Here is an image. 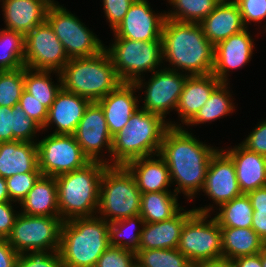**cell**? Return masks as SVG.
<instances>
[{"mask_svg": "<svg viewBox=\"0 0 266 267\" xmlns=\"http://www.w3.org/2000/svg\"><path fill=\"white\" fill-rule=\"evenodd\" d=\"M192 130L169 127L159 151L169 168L172 186L176 185L172 190L177 195L182 193L190 204L201 195L210 159L220 148L200 141Z\"/></svg>", "mask_w": 266, "mask_h": 267, "instance_id": "obj_1", "label": "cell"}, {"mask_svg": "<svg viewBox=\"0 0 266 267\" xmlns=\"http://www.w3.org/2000/svg\"><path fill=\"white\" fill-rule=\"evenodd\" d=\"M161 38L164 68L189 76L212 73L214 45L199 23L166 18Z\"/></svg>", "mask_w": 266, "mask_h": 267, "instance_id": "obj_2", "label": "cell"}, {"mask_svg": "<svg viewBox=\"0 0 266 267\" xmlns=\"http://www.w3.org/2000/svg\"><path fill=\"white\" fill-rule=\"evenodd\" d=\"M109 246V223L101 217L63 221L58 250L63 267H96Z\"/></svg>", "mask_w": 266, "mask_h": 267, "instance_id": "obj_3", "label": "cell"}, {"mask_svg": "<svg viewBox=\"0 0 266 267\" xmlns=\"http://www.w3.org/2000/svg\"><path fill=\"white\" fill-rule=\"evenodd\" d=\"M108 165L90 161L83 168L56 176L60 218L63 221L97 214L100 183Z\"/></svg>", "mask_w": 266, "mask_h": 267, "instance_id": "obj_4", "label": "cell"}, {"mask_svg": "<svg viewBox=\"0 0 266 267\" xmlns=\"http://www.w3.org/2000/svg\"><path fill=\"white\" fill-rule=\"evenodd\" d=\"M169 123L161 116L139 108L124 128L113 136L111 165H125L129 161L159 154Z\"/></svg>", "mask_w": 266, "mask_h": 267, "instance_id": "obj_5", "label": "cell"}, {"mask_svg": "<svg viewBox=\"0 0 266 267\" xmlns=\"http://www.w3.org/2000/svg\"><path fill=\"white\" fill-rule=\"evenodd\" d=\"M59 73L63 89L91 102H98L122 83L105 50L92 57L69 59Z\"/></svg>", "mask_w": 266, "mask_h": 267, "instance_id": "obj_6", "label": "cell"}, {"mask_svg": "<svg viewBox=\"0 0 266 267\" xmlns=\"http://www.w3.org/2000/svg\"><path fill=\"white\" fill-rule=\"evenodd\" d=\"M141 192L124 165H108L100 183L97 216L108 223L140 214Z\"/></svg>", "mask_w": 266, "mask_h": 267, "instance_id": "obj_7", "label": "cell"}, {"mask_svg": "<svg viewBox=\"0 0 266 267\" xmlns=\"http://www.w3.org/2000/svg\"><path fill=\"white\" fill-rule=\"evenodd\" d=\"M114 69L122 82L134 83L137 79L163 68L162 38L156 41L111 38L104 45Z\"/></svg>", "mask_w": 266, "mask_h": 267, "instance_id": "obj_8", "label": "cell"}, {"mask_svg": "<svg viewBox=\"0 0 266 267\" xmlns=\"http://www.w3.org/2000/svg\"><path fill=\"white\" fill-rule=\"evenodd\" d=\"M46 21L61 41L69 59L86 58L104 50L99 35L89 29L76 14L66 9L64 4L53 2L48 9Z\"/></svg>", "mask_w": 266, "mask_h": 267, "instance_id": "obj_9", "label": "cell"}, {"mask_svg": "<svg viewBox=\"0 0 266 267\" xmlns=\"http://www.w3.org/2000/svg\"><path fill=\"white\" fill-rule=\"evenodd\" d=\"M188 76L185 73L163 67L152 72L148 81L145 76L137 79L134 84L142 94L139 96L140 103L142 101L140 108L161 116L169 123L171 120L166 117L171 115L173 110L176 111Z\"/></svg>", "mask_w": 266, "mask_h": 267, "instance_id": "obj_10", "label": "cell"}, {"mask_svg": "<svg viewBox=\"0 0 266 267\" xmlns=\"http://www.w3.org/2000/svg\"><path fill=\"white\" fill-rule=\"evenodd\" d=\"M211 216L194 212L182 228L177 249L192 264L223 257L221 227Z\"/></svg>", "mask_w": 266, "mask_h": 267, "instance_id": "obj_11", "label": "cell"}, {"mask_svg": "<svg viewBox=\"0 0 266 267\" xmlns=\"http://www.w3.org/2000/svg\"><path fill=\"white\" fill-rule=\"evenodd\" d=\"M62 224L60 217L19 213L6 239L18 254L29 251H58Z\"/></svg>", "mask_w": 266, "mask_h": 267, "instance_id": "obj_12", "label": "cell"}, {"mask_svg": "<svg viewBox=\"0 0 266 267\" xmlns=\"http://www.w3.org/2000/svg\"><path fill=\"white\" fill-rule=\"evenodd\" d=\"M38 166L44 176L56 177L83 168L90 159L74 135L48 134L37 140Z\"/></svg>", "mask_w": 266, "mask_h": 267, "instance_id": "obj_13", "label": "cell"}, {"mask_svg": "<svg viewBox=\"0 0 266 267\" xmlns=\"http://www.w3.org/2000/svg\"><path fill=\"white\" fill-rule=\"evenodd\" d=\"M201 194L212 200L213 204L192 208L195 212L209 214L213 213L221 204L243 194L239 188L234 163L221 147L210 159Z\"/></svg>", "mask_w": 266, "mask_h": 267, "instance_id": "obj_14", "label": "cell"}, {"mask_svg": "<svg viewBox=\"0 0 266 267\" xmlns=\"http://www.w3.org/2000/svg\"><path fill=\"white\" fill-rule=\"evenodd\" d=\"M69 61L63 45L47 21L25 35V67L60 72Z\"/></svg>", "mask_w": 266, "mask_h": 267, "instance_id": "obj_15", "label": "cell"}, {"mask_svg": "<svg viewBox=\"0 0 266 267\" xmlns=\"http://www.w3.org/2000/svg\"><path fill=\"white\" fill-rule=\"evenodd\" d=\"M73 135L90 161L111 165L113 137L109 132L102 107L97 102L88 105Z\"/></svg>", "mask_w": 266, "mask_h": 267, "instance_id": "obj_16", "label": "cell"}, {"mask_svg": "<svg viewBox=\"0 0 266 267\" xmlns=\"http://www.w3.org/2000/svg\"><path fill=\"white\" fill-rule=\"evenodd\" d=\"M148 0H135L120 24L112 31L113 38L140 41L161 39L166 10L156 12Z\"/></svg>", "mask_w": 266, "mask_h": 267, "instance_id": "obj_17", "label": "cell"}, {"mask_svg": "<svg viewBox=\"0 0 266 267\" xmlns=\"http://www.w3.org/2000/svg\"><path fill=\"white\" fill-rule=\"evenodd\" d=\"M249 29L251 28L231 35L214 46L212 74L221 83H230V72H233V69H242L254 56L256 37L253 38L254 33L251 34L252 31L249 32Z\"/></svg>", "mask_w": 266, "mask_h": 267, "instance_id": "obj_18", "label": "cell"}, {"mask_svg": "<svg viewBox=\"0 0 266 267\" xmlns=\"http://www.w3.org/2000/svg\"><path fill=\"white\" fill-rule=\"evenodd\" d=\"M90 103V100L61 87L48 110V118L41 135L52 129V134L73 135Z\"/></svg>", "mask_w": 266, "mask_h": 267, "instance_id": "obj_19", "label": "cell"}, {"mask_svg": "<svg viewBox=\"0 0 266 267\" xmlns=\"http://www.w3.org/2000/svg\"><path fill=\"white\" fill-rule=\"evenodd\" d=\"M137 93L140 92L134 83L122 82L97 102L102 107L112 137L124 128L140 108V94Z\"/></svg>", "mask_w": 266, "mask_h": 267, "instance_id": "obj_20", "label": "cell"}, {"mask_svg": "<svg viewBox=\"0 0 266 267\" xmlns=\"http://www.w3.org/2000/svg\"><path fill=\"white\" fill-rule=\"evenodd\" d=\"M220 84L221 82L212 73L188 76L175 111L179 119L177 122L170 121L169 127H184L205 105Z\"/></svg>", "mask_w": 266, "mask_h": 267, "instance_id": "obj_21", "label": "cell"}, {"mask_svg": "<svg viewBox=\"0 0 266 267\" xmlns=\"http://www.w3.org/2000/svg\"><path fill=\"white\" fill-rule=\"evenodd\" d=\"M4 29L24 35L46 21L50 0H0Z\"/></svg>", "mask_w": 266, "mask_h": 267, "instance_id": "obj_22", "label": "cell"}, {"mask_svg": "<svg viewBox=\"0 0 266 267\" xmlns=\"http://www.w3.org/2000/svg\"><path fill=\"white\" fill-rule=\"evenodd\" d=\"M221 149L234 163L239 188L243 194L266 186V156L251 152L240 143Z\"/></svg>", "mask_w": 266, "mask_h": 267, "instance_id": "obj_23", "label": "cell"}, {"mask_svg": "<svg viewBox=\"0 0 266 267\" xmlns=\"http://www.w3.org/2000/svg\"><path fill=\"white\" fill-rule=\"evenodd\" d=\"M184 208L170 219L144 223L137 250L177 248L184 223L195 212Z\"/></svg>", "mask_w": 266, "mask_h": 267, "instance_id": "obj_24", "label": "cell"}, {"mask_svg": "<svg viewBox=\"0 0 266 267\" xmlns=\"http://www.w3.org/2000/svg\"><path fill=\"white\" fill-rule=\"evenodd\" d=\"M124 166L141 193L171 191L169 168L159 154L133 159Z\"/></svg>", "mask_w": 266, "mask_h": 267, "instance_id": "obj_25", "label": "cell"}, {"mask_svg": "<svg viewBox=\"0 0 266 267\" xmlns=\"http://www.w3.org/2000/svg\"><path fill=\"white\" fill-rule=\"evenodd\" d=\"M199 24L206 38L214 46L231 35L246 29L239 7L233 0H221Z\"/></svg>", "mask_w": 266, "mask_h": 267, "instance_id": "obj_26", "label": "cell"}, {"mask_svg": "<svg viewBox=\"0 0 266 267\" xmlns=\"http://www.w3.org/2000/svg\"><path fill=\"white\" fill-rule=\"evenodd\" d=\"M28 172H41L36 143L0 142V176L6 179Z\"/></svg>", "mask_w": 266, "mask_h": 267, "instance_id": "obj_27", "label": "cell"}, {"mask_svg": "<svg viewBox=\"0 0 266 267\" xmlns=\"http://www.w3.org/2000/svg\"><path fill=\"white\" fill-rule=\"evenodd\" d=\"M19 206L24 215L60 217L56 178L41 175Z\"/></svg>", "mask_w": 266, "mask_h": 267, "instance_id": "obj_28", "label": "cell"}, {"mask_svg": "<svg viewBox=\"0 0 266 267\" xmlns=\"http://www.w3.org/2000/svg\"><path fill=\"white\" fill-rule=\"evenodd\" d=\"M41 131L42 127L29 118L19 106H0V142L36 143Z\"/></svg>", "mask_w": 266, "mask_h": 267, "instance_id": "obj_29", "label": "cell"}, {"mask_svg": "<svg viewBox=\"0 0 266 267\" xmlns=\"http://www.w3.org/2000/svg\"><path fill=\"white\" fill-rule=\"evenodd\" d=\"M230 88V83H221L212 92L205 105L200 108L197 114L183 128L190 131V127H197L206 123L212 124L215 120L217 121L236 112L238 104L233 102L235 98L232 95L235 94H233L234 92Z\"/></svg>", "mask_w": 266, "mask_h": 267, "instance_id": "obj_30", "label": "cell"}, {"mask_svg": "<svg viewBox=\"0 0 266 267\" xmlns=\"http://www.w3.org/2000/svg\"><path fill=\"white\" fill-rule=\"evenodd\" d=\"M223 257H237L260 253L266 245L252 228L221 227Z\"/></svg>", "mask_w": 266, "mask_h": 267, "instance_id": "obj_31", "label": "cell"}, {"mask_svg": "<svg viewBox=\"0 0 266 267\" xmlns=\"http://www.w3.org/2000/svg\"><path fill=\"white\" fill-rule=\"evenodd\" d=\"M173 190L141 194L140 216L145 223H156L175 216L183 207Z\"/></svg>", "mask_w": 266, "mask_h": 267, "instance_id": "obj_32", "label": "cell"}, {"mask_svg": "<svg viewBox=\"0 0 266 267\" xmlns=\"http://www.w3.org/2000/svg\"><path fill=\"white\" fill-rule=\"evenodd\" d=\"M53 74L55 75V78L57 76L55 79L57 80V83L53 79ZM61 87V77L59 72L33 70L24 66V90L40 101V103L48 109L54 102L56 94Z\"/></svg>", "mask_w": 266, "mask_h": 267, "instance_id": "obj_33", "label": "cell"}, {"mask_svg": "<svg viewBox=\"0 0 266 267\" xmlns=\"http://www.w3.org/2000/svg\"><path fill=\"white\" fill-rule=\"evenodd\" d=\"M212 214L220 227L251 228L252 226L253 207L247 194L221 204Z\"/></svg>", "mask_w": 266, "mask_h": 267, "instance_id": "obj_34", "label": "cell"}, {"mask_svg": "<svg viewBox=\"0 0 266 267\" xmlns=\"http://www.w3.org/2000/svg\"><path fill=\"white\" fill-rule=\"evenodd\" d=\"M24 53L25 35L0 28V71L24 67Z\"/></svg>", "mask_w": 266, "mask_h": 267, "instance_id": "obj_35", "label": "cell"}, {"mask_svg": "<svg viewBox=\"0 0 266 267\" xmlns=\"http://www.w3.org/2000/svg\"><path fill=\"white\" fill-rule=\"evenodd\" d=\"M170 5L166 18L180 22L200 23L221 0H166ZM172 6V8H171Z\"/></svg>", "mask_w": 266, "mask_h": 267, "instance_id": "obj_36", "label": "cell"}, {"mask_svg": "<svg viewBox=\"0 0 266 267\" xmlns=\"http://www.w3.org/2000/svg\"><path fill=\"white\" fill-rule=\"evenodd\" d=\"M144 223L140 215L109 223L110 245L136 251Z\"/></svg>", "mask_w": 266, "mask_h": 267, "instance_id": "obj_37", "label": "cell"}, {"mask_svg": "<svg viewBox=\"0 0 266 267\" xmlns=\"http://www.w3.org/2000/svg\"><path fill=\"white\" fill-rule=\"evenodd\" d=\"M136 263L141 267H191L192 263L177 248L136 250Z\"/></svg>", "mask_w": 266, "mask_h": 267, "instance_id": "obj_38", "label": "cell"}, {"mask_svg": "<svg viewBox=\"0 0 266 267\" xmlns=\"http://www.w3.org/2000/svg\"><path fill=\"white\" fill-rule=\"evenodd\" d=\"M24 90V67L0 71V106H18Z\"/></svg>", "mask_w": 266, "mask_h": 267, "instance_id": "obj_39", "label": "cell"}, {"mask_svg": "<svg viewBox=\"0 0 266 267\" xmlns=\"http://www.w3.org/2000/svg\"><path fill=\"white\" fill-rule=\"evenodd\" d=\"M41 175V172H28L6 178L10 201L19 204Z\"/></svg>", "mask_w": 266, "mask_h": 267, "instance_id": "obj_40", "label": "cell"}, {"mask_svg": "<svg viewBox=\"0 0 266 267\" xmlns=\"http://www.w3.org/2000/svg\"><path fill=\"white\" fill-rule=\"evenodd\" d=\"M16 267H63L58 251H29L18 255Z\"/></svg>", "mask_w": 266, "mask_h": 267, "instance_id": "obj_41", "label": "cell"}, {"mask_svg": "<svg viewBox=\"0 0 266 267\" xmlns=\"http://www.w3.org/2000/svg\"><path fill=\"white\" fill-rule=\"evenodd\" d=\"M239 7L242 20L246 28H250L249 25H258L257 34H261V24L266 22V0H233ZM263 21V23H262ZM253 22V23H252ZM257 23V24H256ZM260 24V25H259Z\"/></svg>", "mask_w": 266, "mask_h": 267, "instance_id": "obj_42", "label": "cell"}, {"mask_svg": "<svg viewBox=\"0 0 266 267\" xmlns=\"http://www.w3.org/2000/svg\"><path fill=\"white\" fill-rule=\"evenodd\" d=\"M135 263V251L110 245L98 259L96 267H133Z\"/></svg>", "mask_w": 266, "mask_h": 267, "instance_id": "obj_43", "label": "cell"}, {"mask_svg": "<svg viewBox=\"0 0 266 267\" xmlns=\"http://www.w3.org/2000/svg\"><path fill=\"white\" fill-rule=\"evenodd\" d=\"M135 0H102L105 21L109 23L110 31L114 30L129 10Z\"/></svg>", "mask_w": 266, "mask_h": 267, "instance_id": "obj_44", "label": "cell"}, {"mask_svg": "<svg viewBox=\"0 0 266 267\" xmlns=\"http://www.w3.org/2000/svg\"><path fill=\"white\" fill-rule=\"evenodd\" d=\"M18 106L33 119L42 128L46 124L48 118V108L35 99L31 94L22 91L21 98L19 99Z\"/></svg>", "mask_w": 266, "mask_h": 267, "instance_id": "obj_45", "label": "cell"}, {"mask_svg": "<svg viewBox=\"0 0 266 267\" xmlns=\"http://www.w3.org/2000/svg\"><path fill=\"white\" fill-rule=\"evenodd\" d=\"M240 144L251 152L266 156V118L259 121Z\"/></svg>", "mask_w": 266, "mask_h": 267, "instance_id": "obj_46", "label": "cell"}, {"mask_svg": "<svg viewBox=\"0 0 266 267\" xmlns=\"http://www.w3.org/2000/svg\"><path fill=\"white\" fill-rule=\"evenodd\" d=\"M17 203L7 201L0 202V239H6L14 226L15 220L20 213ZM15 207V208H14ZM17 209V210H15Z\"/></svg>", "mask_w": 266, "mask_h": 267, "instance_id": "obj_47", "label": "cell"}, {"mask_svg": "<svg viewBox=\"0 0 266 267\" xmlns=\"http://www.w3.org/2000/svg\"><path fill=\"white\" fill-rule=\"evenodd\" d=\"M18 255L7 239H0V267H16Z\"/></svg>", "mask_w": 266, "mask_h": 267, "instance_id": "obj_48", "label": "cell"}, {"mask_svg": "<svg viewBox=\"0 0 266 267\" xmlns=\"http://www.w3.org/2000/svg\"><path fill=\"white\" fill-rule=\"evenodd\" d=\"M253 211H266V186L247 193Z\"/></svg>", "mask_w": 266, "mask_h": 267, "instance_id": "obj_49", "label": "cell"}, {"mask_svg": "<svg viewBox=\"0 0 266 267\" xmlns=\"http://www.w3.org/2000/svg\"><path fill=\"white\" fill-rule=\"evenodd\" d=\"M251 228L259 235L266 244V211H253Z\"/></svg>", "mask_w": 266, "mask_h": 267, "instance_id": "obj_50", "label": "cell"}, {"mask_svg": "<svg viewBox=\"0 0 266 267\" xmlns=\"http://www.w3.org/2000/svg\"><path fill=\"white\" fill-rule=\"evenodd\" d=\"M232 263L233 267H262L261 252L254 255L237 257L232 260Z\"/></svg>", "mask_w": 266, "mask_h": 267, "instance_id": "obj_51", "label": "cell"}, {"mask_svg": "<svg viewBox=\"0 0 266 267\" xmlns=\"http://www.w3.org/2000/svg\"><path fill=\"white\" fill-rule=\"evenodd\" d=\"M191 267H233L232 260L221 257L192 264Z\"/></svg>", "mask_w": 266, "mask_h": 267, "instance_id": "obj_52", "label": "cell"}, {"mask_svg": "<svg viewBox=\"0 0 266 267\" xmlns=\"http://www.w3.org/2000/svg\"><path fill=\"white\" fill-rule=\"evenodd\" d=\"M10 201L6 179L0 176V202Z\"/></svg>", "mask_w": 266, "mask_h": 267, "instance_id": "obj_53", "label": "cell"}, {"mask_svg": "<svg viewBox=\"0 0 266 267\" xmlns=\"http://www.w3.org/2000/svg\"><path fill=\"white\" fill-rule=\"evenodd\" d=\"M261 264L262 267H266V245L263 247L261 251Z\"/></svg>", "mask_w": 266, "mask_h": 267, "instance_id": "obj_54", "label": "cell"}, {"mask_svg": "<svg viewBox=\"0 0 266 267\" xmlns=\"http://www.w3.org/2000/svg\"><path fill=\"white\" fill-rule=\"evenodd\" d=\"M261 28H262L263 32L265 31L264 33H266V23L264 25H262Z\"/></svg>", "mask_w": 266, "mask_h": 267, "instance_id": "obj_55", "label": "cell"}, {"mask_svg": "<svg viewBox=\"0 0 266 267\" xmlns=\"http://www.w3.org/2000/svg\"><path fill=\"white\" fill-rule=\"evenodd\" d=\"M133 267H141L138 263H135Z\"/></svg>", "mask_w": 266, "mask_h": 267, "instance_id": "obj_56", "label": "cell"}]
</instances>
